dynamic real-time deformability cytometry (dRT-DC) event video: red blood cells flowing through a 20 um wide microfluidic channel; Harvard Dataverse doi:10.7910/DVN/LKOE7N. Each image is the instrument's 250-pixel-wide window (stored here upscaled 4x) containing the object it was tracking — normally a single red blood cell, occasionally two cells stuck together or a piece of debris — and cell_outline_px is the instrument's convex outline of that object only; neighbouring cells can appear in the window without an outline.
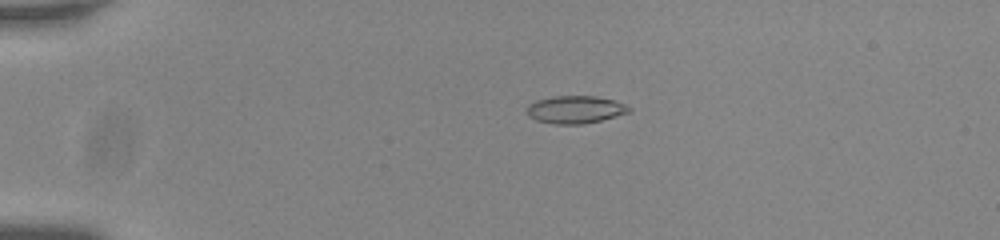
{"species": "common noctule bat (a hibernating species)", "species_latin": "Nyctalus noctula", "temperature_condition": "room temperature", "stored_images_in_passage": 50, "camera_frame_rate_fps": 3000, "um_per_image_px": 0.085, "animal": {"sex": "male", "body_mass_g": 20.0, "forearm_length_mm": 53.3}, "frame": {"image": 1, "passage_image": 7, "time_ms": 2.0, "image_size_px": [1000, 240], "cell_outline_px": [[632, 108], [628, 112], [600, 120], [580, 124], [556, 124], [536, 120], [528, 116], [528, 104], [536, 100], [552, 96], [596, 96], [616, 100]], "centroid_in_image_um": [48.88, 9.3], "position_along_channel_um": 36.1, "area_um2": 16.3}}
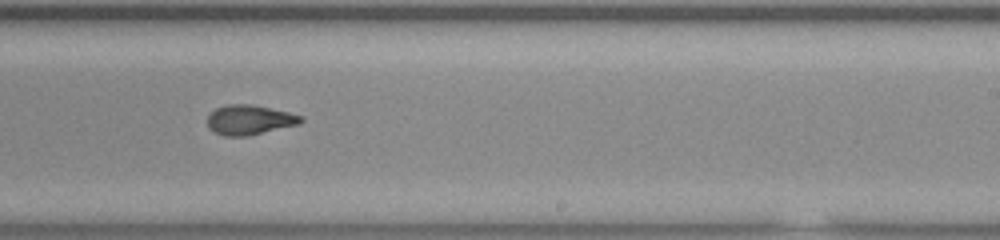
{"frame": {"image": 2, "passage_image": 30, "time_ms": 9.667, "image_size_px": [1000, 240], "cell_outline_px": [[304, 120], [300, 124], [244, 136], [224, 136], [212, 132], [208, 128], [208, 116], [216, 108], [228, 104], [252, 104], [288, 112], [304, 116]], "centroid_in_image_um": [21.2, 10.18], "position_along_channel_um": 267.8, "area_um2": 16.18}}
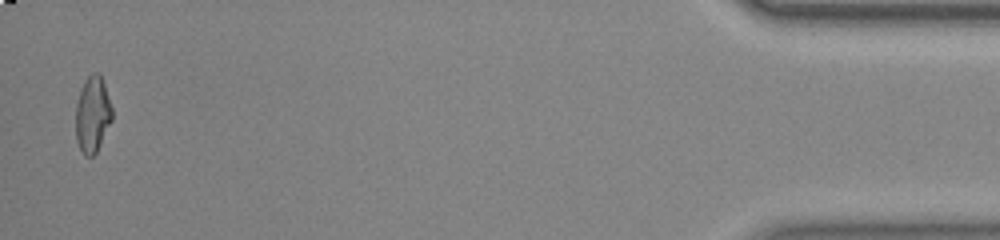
{"frame": {"image": 3, "passage_image": 49, "time_ms": 16.0, "image_size_px": [1000, 240], "cell_outline_px": [[112, 120], [96, 152], [92, 156], [84, 156], [76, 140], [76, 104], [80, 88], [84, 80], [92, 72], [96, 72], [100, 76], [104, 84], [112, 108]], "centroid_in_image_um": [7.85, 9.72], "position_along_channel_um": 427.3, "area_um2": 16.07}, "authors_computed_cell_mechanics": {"area_um2": 16.2129, "velocity_mm_per_s": 3.7628, "shape_relaxation_time_tau1_ms": null, "shape_relaxation_time_tau2_ms": 1.8226, "deformation_change_tau1": null, "deformation_change_tau2": 0.0907}}